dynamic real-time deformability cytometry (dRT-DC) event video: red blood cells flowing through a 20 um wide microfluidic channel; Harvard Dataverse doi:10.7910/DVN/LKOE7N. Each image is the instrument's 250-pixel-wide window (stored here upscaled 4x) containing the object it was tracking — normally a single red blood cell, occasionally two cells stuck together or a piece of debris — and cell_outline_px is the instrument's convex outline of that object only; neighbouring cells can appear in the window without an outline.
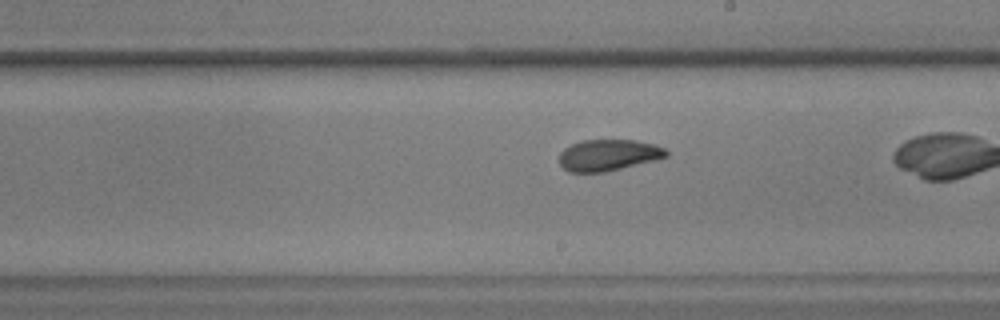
{"species": "common noctule bat (a hibernating species)", "species_latin": "Nyctalus noctula", "temperature_condition": "warm", "stored_images_in_passage": 43, "camera_frame_rate_fps": 3000, "um_per_image_px": 0.085, "animal": {"sex": "male", "body_mass_g": 17.9, "forearm_length_mm": 54.2}, "frame": {"image": 1, "passage_image": 31, "time_ms": 10.0, "image_size_px": [1000, 320], "cell_outline_px": [[668, 156], [604, 172], [568, 172], [560, 164], [560, 152], [564, 148], [580, 140], [636, 140], [656, 144], [664, 148], [668, 152]], "centroid_in_image_um": [51.69, 13.17], "position_along_channel_um": 237.3, "area_um2": 19.36}}